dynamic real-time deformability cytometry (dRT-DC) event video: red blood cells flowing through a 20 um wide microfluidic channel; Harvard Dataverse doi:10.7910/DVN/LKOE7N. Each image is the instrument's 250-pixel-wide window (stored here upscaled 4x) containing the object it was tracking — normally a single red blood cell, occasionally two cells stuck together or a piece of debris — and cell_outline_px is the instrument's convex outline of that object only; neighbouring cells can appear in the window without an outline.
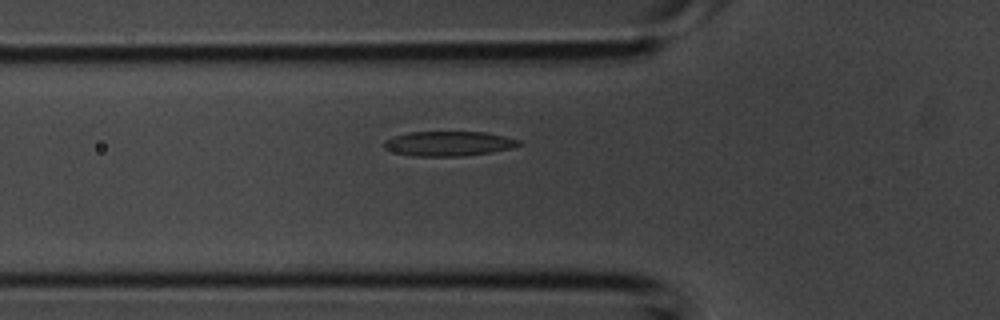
{"species": "common noctule bat (a hibernating species)", "species_latin": "Nyctalus noctula", "temperature_condition": "room temperature", "stored_images_in_passage": 34, "camera_frame_rate_fps": 3000, "um_per_image_px": 0.085, "animal": {"sex": "male", "body_mass_g": 20.1, "forearm_length_mm": 53.5}, "frame": {"image": 1, "passage_image": 9, "time_ms": 2.667, "image_size_px": [1000, 320], "cell_outline_px": [[524, 144], [512, 148], [492, 152], [464, 156], [412, 156], [396, 152], [384, 148], [384, 140], [408, 132], [484, 132], [504, 136], [520, 140]], "centroid_in_image_um": [38.18, 12.21], "position_along_channel_um": 87.6, "area_um2": 19.42}}
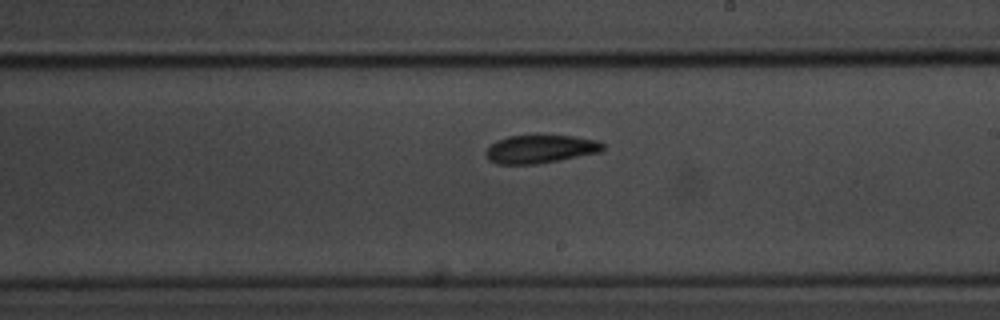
{"frame": {"image": 2, "passage_image": 18, "time_ms": 5.667, "image_size_px": [1000, 320], "cell_outline_px": [[604, 148], [600, 152], [536, 164], [496, 164], [488, 160], [484, 152], [496, 140], [508, 136], [536, 132], [572, 136], [596, 140], [604, 144]], "centroid_in_image_um": [45.88, 12.62], "position_along_channel_um": 243.1, "area_um2": 19.94}}
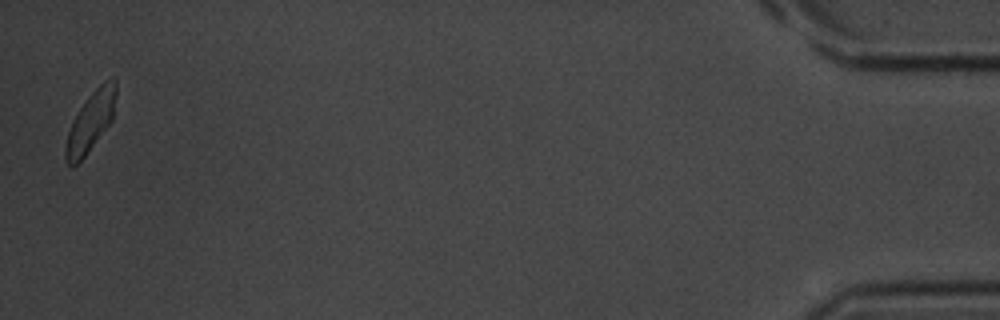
{"frame": {"image": 3, "passage_image": 34, "time_ms": 11.0, "image_size_px": [1000, 320], "cell_outline_px": [[116, 96], [112, 120], [84, 156], [72, 168], [68, 164], [64, 156], [64, 148], [68, 132], [72, 120], [80, 108], [92, 92], [108, 76], [116, 76]], "centroid_in_image_um": [7.71, 10.29], "position_along_channel_um": 427.5, "area_um2": 17.46}}